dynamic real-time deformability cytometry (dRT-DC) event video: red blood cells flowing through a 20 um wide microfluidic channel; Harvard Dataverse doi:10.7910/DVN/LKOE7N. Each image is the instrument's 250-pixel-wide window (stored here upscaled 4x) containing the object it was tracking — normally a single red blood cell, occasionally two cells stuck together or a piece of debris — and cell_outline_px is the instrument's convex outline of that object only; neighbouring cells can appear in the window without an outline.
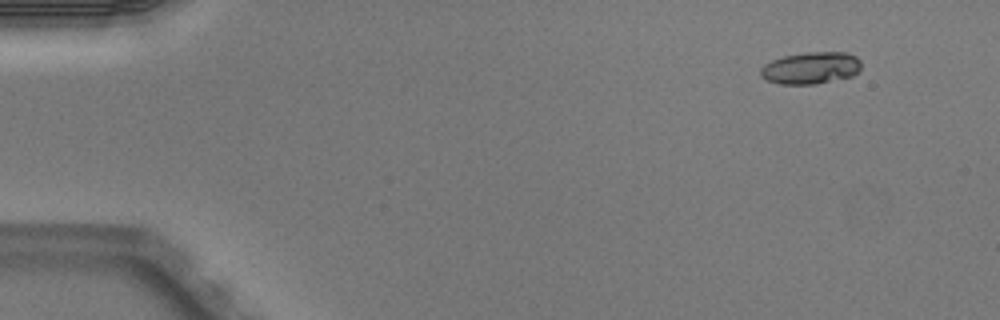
{"species": "Egyptian fruit bat (a non-hibernating species)", "species_latin": "Rousettus aegyptiacus", "temperature_condition": "warm", "stored_images_in_passage": 4, "camera_frame_rate_fps": 3000, "um_per_image_px": 0.085, "animal": {"sex": "male"}, "frame": {"image": 1, "passage_image": 1, "time_ms": 0.0, "image_size_px": [1000, 320], "cell_outline_px": [[860, 68], [852, 76], [816, 84], [780, 84], [768, 80], [760, 76], [760, 68], [764, 64], [772, 60], [784, 56], [808, 52], [848, 52], [856, 56], [860, 60]], "centroid_in_image_um": [68.91, 5.77], "position_along_channel_um": 16.1, "area_um2": 18.73}}
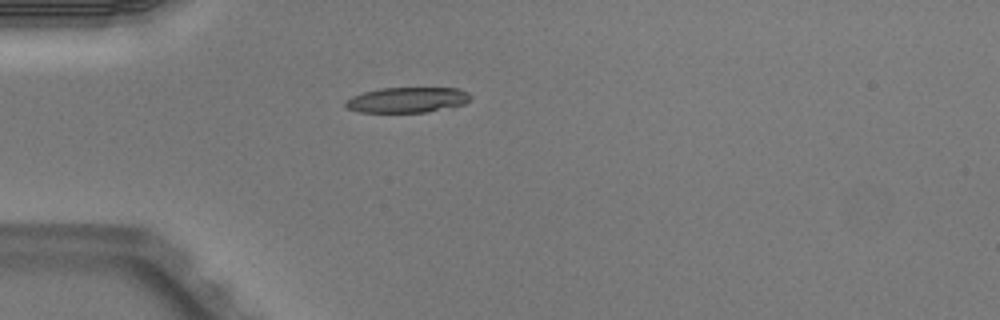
{"frame": {"image": 2, "passage_image": 4, "time_ms": 1.0, "image_size_px": [1000, 320], "cell_outline_px": [[472, 100], [464, 104], [452, 108], [428, 112], [356, 112], [348, 108], [344, 104], [344, 100], [352, 96], [364, 92], [380, 88], [460, 88], [468, 92], [472, 96]], "centroid_in_image_um": [34.66, 8.49], "position_along_channel_um": 50.3, "area_um2": 18.84}}